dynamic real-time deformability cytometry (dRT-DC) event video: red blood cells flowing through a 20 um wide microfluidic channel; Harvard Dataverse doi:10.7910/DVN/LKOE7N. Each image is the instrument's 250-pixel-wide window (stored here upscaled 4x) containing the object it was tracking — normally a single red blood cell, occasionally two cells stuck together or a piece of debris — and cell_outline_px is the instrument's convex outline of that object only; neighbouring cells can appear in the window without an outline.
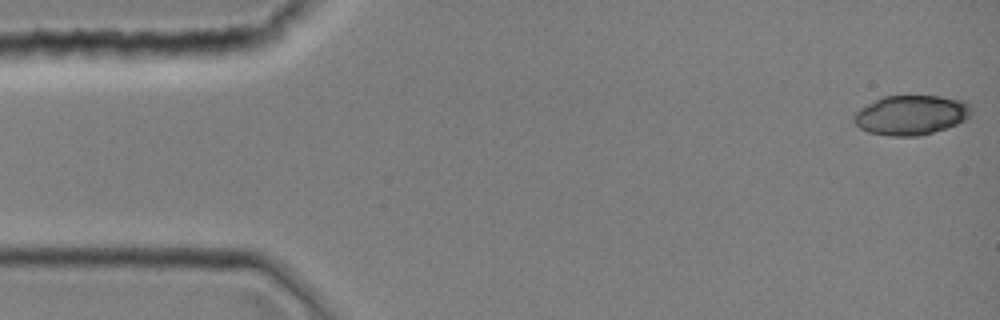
{"species": "common noctule bat (a hibernating species)", "species_latin": "Nyctalus noctula", "temperature_condition": "room temperature", "stored_images_in_passage": 43, "camera_frame_rate_fps": 3000, "um_per_image_px": 0.085, "animal": {"sex": "female", "body_mass_g": 19.0, "forearm_length_mm": 51.5}, "frame": {"image": 1, "passage_image": 1, "time_ms": 0.0, "image_size_px": [1000, 320], "cell_outline_px": [[972, 116], [956, 124], [920, 136], [892, 136], [868, 132], [860, 128], [852, 120], [852, 116], [860, 108], [884, 96], [940, 96], [964, 100], [972, 108]], "centroid_in_image_um": [77.45, 9.77], "position_along_channel_um": 7.6, "area_um2": 27.11}}
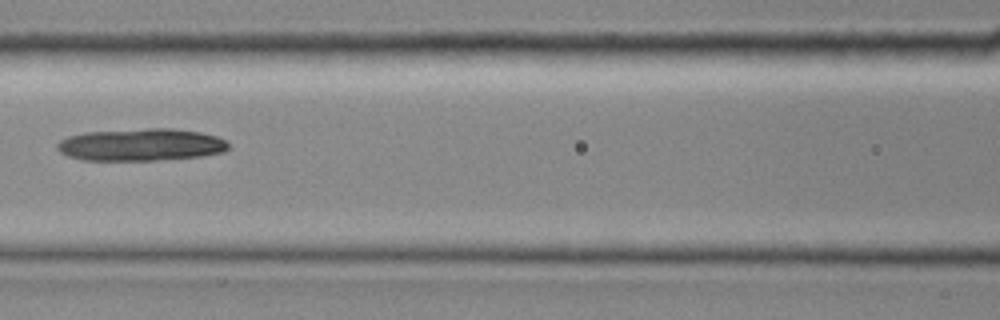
{"frame": {"image": 2, "passage_image": 19, "time_ms": 6.0, "image_size_px": [1000, 320], "cell_outline_px": [[228, 148], [224, 152], [204, 156], [152, 160], [84, 160], [68, 156], [60, 152], [56, 148], [56, 144], [60, 140], [68, 136], [84, 132], [148, 128], [172, 128], [200, 132], [216, 136], [228, 140]], "centroid_in_image_um": [11.99, 12.29], "position_along_channel_um": 154.6, "area_um2": 32.43}}
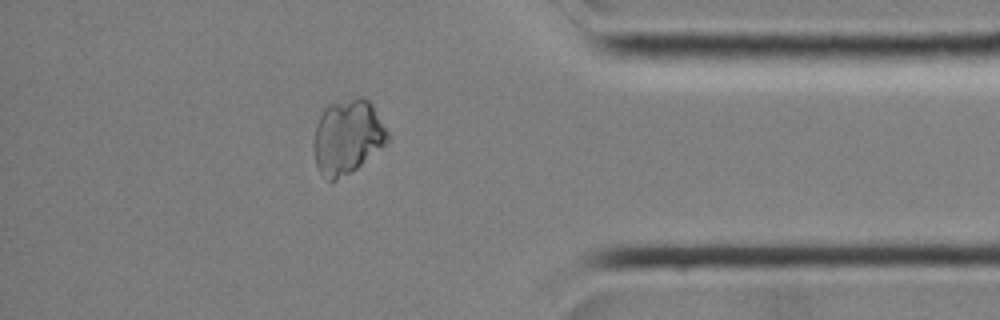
{"frame": {"image": 3, "passage_image": 37, "time_ms": 12.0, "image_size_px": [1000, 320], "cell_outline_px": [[388, 144], [356, 168], [336, 180], [328, 180], [316, 168], [312, 144], [316, 124], [324, 108], [328, 104], [352, 100], [368, 100], [372, 104], [388, 132]], "centroid_in_image_um": [29.51, 11.67], "position_along_channel_um": 405.7, "area_um2": 31.73}}